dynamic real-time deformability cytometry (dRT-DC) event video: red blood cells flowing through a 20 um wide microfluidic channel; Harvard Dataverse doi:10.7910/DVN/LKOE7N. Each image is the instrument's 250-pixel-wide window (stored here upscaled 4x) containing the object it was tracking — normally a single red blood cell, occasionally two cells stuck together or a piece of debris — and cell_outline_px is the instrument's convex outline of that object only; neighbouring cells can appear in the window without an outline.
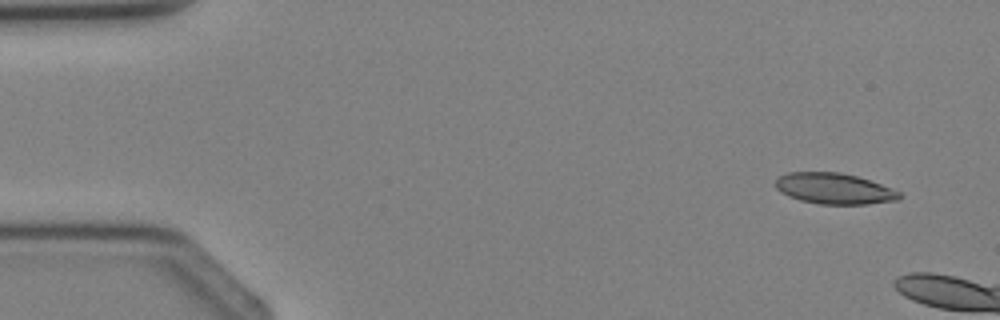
{"species": "Egyptian fruit bat (a non-hibernating species)", "species_latin": "Rousettus aegyptiacus", "temperature_condition": "cold", "stored_images_in_passage": 3, "camera_frame_rate_fps": 3000, "um_per_image_px": 0.085, "animal": {"sex": "female"}, "frame": {"image": 1, "passage_image": 1, "time_ms": 0.0, "image_size_px": [1000, 320], "cell_outline_px": [[904, 196], [900, 200], [868, 204], [820, 204], [800, 200], [788, 196], [780, 192], [776, 188], [776, 180], [780, 176], [788, 172], [840, 172], [856, 176], [892, 188], [900, 192]], "centroid_in_image_um": [70.93, 16.04], "position_along_channel_um": 14.1, "area_um2": 22.37}}